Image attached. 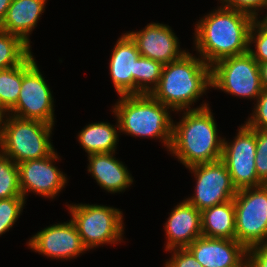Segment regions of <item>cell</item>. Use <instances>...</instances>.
Instances as JSON below:
<instances>
[{"label":"cell","mask_w":267,"mask_h":267,"mask_svg":"<svg viewBox=\"0 0 267 267\" xmlns=\"http://www.w3.org/2000/svg\"><path fill=\"white\" fill-rule=\"evenodd\" d=\"M254 19L245 12L223 6L205 15L195 25L194 44L199 56L212 66L226 57L247 53Z\"/></svg>","instance_id":"cell-1"},{"label":"cell","mask_w":267,"mask_h":267,"mask_svg":"<svg viewBox=\"0 0 267 267\" xmlns=\"http://www.w3.org/2000/svg\"><path fill=\"white\" fill-rule=\"evenodd\" d=\"M183 114L176 125L173 123L170 153L186 168L220 160L224 139L218 138L217 123L209 104L185 110Z\"/></svg>","instance_id":"cell-2"},{"label":"cell","mask_w":267,"mask_h":267,"mask_svg":"<svg viewBox=\"0 0 267 267\" xmlns=\"http://www.w3.org/2000/svg\"><path fill=\"white\" fill-rule=\"evenodd\" d=\"M186 52L180 59L164 65L158 86L151 95L172 109L191 110V105L211 88V66Z\"/></svg>","instance_id":"cell-3"},{"label":"cell","mask_w":267,"mask_h":267,"mask_svg":"<svg viewBox=\"0 0 267 267\" xmlns=\"http://www.w3.org/2000/svg\"><path fill=\"white\" fill-rule=\"evenodd\" d=\"M113 113L118 119L119 132L144 138H156L170 149L173 134V120L168 106L156 100L151 94L121 95Z\"/></svg>","instance_id":"cell-4"},{"label":"cell","mask_w":267,"mask_h":267,"mask_svg":"<svg viewBox=\"0 0 267 267\" xmlns=\"http://www.w3.org/2000/svg\"><path fill=\"white\" fill-rule=\"evenodd\" d=\"M53 126L7 114L0 125V152L16 164L47 157L55 151L50 141Z\"/></svg>","instance_id":"cell-5"},{"label":"cell","mask_w":267,"mask_h":267,"mask_svg":"<svg viewBox=\"0 0 267 267\" xmlns=\"http://www.w3.org/2000/svg\"><path fill=\"white\" fill-rule=\"evenodd\" d=\"M66 206L87 250L103 244L122 242L124 223L123 213L119 209L96 204Z\"/></svg>","instance_id":"cell-6"},{"label":"cell","mask_w":267,"mask_h":267,"mask_svg":"<svg viewBox=\"0 0 267 267\" xmlns=\"http://www.w3.org/2000/svg\"><path fill=\"white\" fill-rule=\"evenodd\" d=\"M235 239L247 249L267 243V184L237 191Z\"/></svg>","instance_id":"cell-7"},{"label":"cell","mask_w":267,"mask_h":267,"mask_svg":"<svg viewBox=\"0 0 267 267\" xmlns=\"http://www.w3.org/2000/svg\"><path fill=\"white\" fill-rule=\"evenodd\" d=\"M211 87L257 100L263 90L259 63L249 52L221 59L211 66Z\"/></svg>","instance_id":"cell-8"},{"label":"cell","mask_w":267,"mask_h":267,"mask_svg":"<svg viewBox=\"0 0 267 267\" xmlns=\"http://www.w3.org/2000/svg\"><path fill=\"white\" fill-rule=\"evenodd\" d=\"M39 70L31 54L23 62V78L18 101L7 114L54 125V99L45 77Z\"/></svg>","instance_id":"cell-9"},{"label":"cell","mask_w":267,"mask_h":267,"mask_svg":"<svg viewBox=\"0 0 267 267\" xmlns=\"http://www.w3.org/2000/svg\"><path fill=\"white\" fill-rule=\"evenodd\" d=\"M239 128L231 143L224 138L221 158L237 191L264 184L258 178L255 167L256 129H251L246 124Z\"/></svg>","instance_id":"cell-10"},{"label":"cell","mask_w":267,"mask_h":267,"mask_svg":"<svg viewBox=\"0 0 267 267\" xmlns=\"http://www.w3.org/2000/svg\"><path fill=\"white\" fill-rule=\"evenodd\" d=\"M196 179L194 196L186 200L202 211L232 200L237 189L232 183L226 164L220 159L188 167Z\"/></svg>","instance_id":"cell-11"},{"label":"cell","mask_w":267,"mask_h":267,"mask_svg":"<svg viewBox=\"0 0 267 267\" xmlns=\"http://www.w3.org/2000/svg\"><path fill=\"white\" fill-rule=\"evenodd\" d=\"M55 160H59V157L54 151L47 157L17 164L19 185L24 198L28 196L27 192H33L54 199L63 187L65 188L66 174L53 165Z\"/></svg>","instance_id":"cell-12"},{"label":"cell","mask_w":267,"mask_h":267,"mask_svg":"<svg viewBox=\"0 0 267 267\" xmlns=\"http://www.w3.org/2000/svg\"><path fill=\"white\" fill-rule=\"evenodd\" d=\"M27 243L33 251L52 259H72L87 251L71 219L42 229Z\"/></svg>","instance_id":"cell-13"},{"label":"cell","mask_w":267,"mask_h":267,"mask_svg":"<svg viewBox=\"0 0 267 267\" xmlns=\"http://www.w3.org/2000/svg\"><path fill=\"white\" fill-rule=\"evenodd\" d=\"M127 34L135 42L141 56L163 65L180 59L187 52L181 50L179 40L169 25L149 23L143 30Z\"/></svg>","instance_id":"cell-14"},{"label":"cell","mask_w":267,"mask_h":267,"mask_svg":"<svg viewBox=\"0 0 267 267\" xmlns=\"http://www.w3.org/2000/svg\"><path fill=\"white\" fill-rule=\"evenodd\" d=\"M203 267H245L248 249L236 239L200 236L186 247Z\"/></svg>","instance_id":"cell-15"},{"label":"cell","mask_w":267,"mask_h":267,"mask_svg":"<svg viewBox=\"0 0 267 267\" xmlns=\"http://www.w3.org/2000/svg\"><path fill=\"white\" fill-rule=\"evenodd\" d=\"M140 56L132 38L127 33L120 36L109 62L110 75L119 96L136 94V68Z\"/></svg>","instance_id":"cell-16"},{"label":"cell","mask_w":267,"mask_h":267,"mask_svg":"<svg viewBox=\"0 0 267 267\" xmlns=\"http://www.w3.org/2000/svg\"><path fill=\"white\" fill-rule=\"evenodd\" d=\"M167 236L166 251L186 248L202 236L201 211L187 200L179 203L170 213L164 226Z\"/></svg>","instance_id":"cell-17"},{"label":"cell","mask_w":267,"mask_h":267,"mask_svg":"<svg viewBox=\"0 0 267 267\" xmlns=\"http://www.w3.org/2000/svg\"><path fill=\"white\" fill-rule=\"evenodd\" d=\"M115 153H94L88 155V173L96 180L98 185L110 193L125 191L131 186L133 178L127 167L116 160Z\"/></svg>","instance_id":"cell-18"},{"label":"cell","mask_w":267,"mask_h":267,"mask_svg":"<svg viewBox=\"0 0 267 267\" xmlns=\"http://www.w3.org/2000/svg\"><path fill=\"white\" fill-rule=\"evenodd\" d=\"M46 0H12L0 30L22 38L30 45L29 34L45 10Z\"/></svg>","instance_id":"cell-19"},{"label":"cell","mask_w":267,"mask_h":267,"mask_svg":"<svg viewBox=\"0 0 267 267\" xmlns=\"http://www.w3.org/2000/svg\"><path fill=\"white\" fill-rule=\"evenodd\" d=\"M202 236L235 239V208L233 199L201 211Z\"/></svg>","instance_id":"cell-20"},{"label":"cell","mask_w":267,"mask_h":267,"mask_svg":"<svg viewBox=\"0 0 267 267\" xmlns=\"http://www.w3.org/2000/svg\"><path fill=\"white\" fill-rule=\"evenodd\" d=\"M116 125L115 128L114 125L107 122L88 124L78 134V141L88 155L94 153H115L117 141L119 140L118 119Z\"/></svg>","instance_id":"cell-21"},{"label":"cell","mask_w":267,"mask_h":267,"mask_svg":"<svg viewBox=\"0 0 267 267\" xmlns=\"http://www.w3.org/2000/svg\"><path fill=\"white\" fill-rule=\"evenodd\" d=\"M30 48L19 36L0 30V70L22 64L32 54Z\"/></svg>","instance_id":"cell-22"},{"label":"cell","mask_w":267,"mask_h":267,"mask_svg":"<svg viewBox=\"0 0 267 267\" xmlns=\"http://www.w3.org/2000/svg\"><path fill=\"white\" fill-rule=\"evenodd\" d=\"M23 78V63L0 70V106L7 113L17 103Z\"/></svg>","instance_id":"cell-23"},{"label":"cell","mask_w":267,"mask_h":267,"mask_svg":"<svg viewBox=\"0 0 267 267\" xmlns=\"http://www.w3.org/2000/svg\"><path fill=\"white\" fill-rule=\"evenodd\" d=\"M164 65L140 56L136 68V94H151L158 86Z\"/></svg>","instance_id":"cell-24"},{"label":"cell","mask_w":267,"mask_h":267,"mask_svg":"<svg viewBox=\"0 0 267 267\" xmlns=\"http://www.w3.org/2000/svg\"><path fill=\"white\" fill-rule=\"evenodd\" d=\"M23 197L19 185L18 165L0 152V199Z\"/></svg>","instance_id":"cell-25"},{"label":"cell","mask_w":267,"mask_h":267,"mask_svg":"<svg viewBox=\"0 0 267 267\" xmlns=\"http://www.w3.org/2000/svg\"><path fill=\"white\" fill-rule=\"evenodd\" d=\"M255 43V49L251 44ZM248 52L260 64L267 61V22L255 18L249 33V50Z\"/></svg>","instance_id":"cell-26"},{"label":"cell","mask_w":267,"mask_h":267,"mask_svg":"<svg viewBox=\"0 0 267 267\" xmlns=\"http://www.w3.org/2000/svg\"><path fill=\"white\" fill-rule=\"evenodd\" d=\"M24 197L0 199V235L9 231L18 220L24 205Z\"/></svg>","instance_id":"cell-27"},{"label":"cell","mask_w":267,"mask_h":267,"mask_svg":"<svg viewBox=\"0 0 267 267\" xmlns=\"http://www.w3.org/2000/svg\"><path fill=\"white\" fill-rule=\"evenodd\" d=\"M255 167L258 178L267 184V130L256 129Z\"/></svg>","instance_id":"cell-28"},{"label":"cell","mask_w":267,"mask_h":267,"mask_svg":"<svg viewBox=\"0 0 267 267\" xmlns=\"http://www.w3.org/2000/svg\"><path fill=\"white\" fill-rule=\"evenodd\" d=\"M251 117L245 121L251 129L267 130V89H263L256 100Z\"/></svg>","instance_id":"cell-29"},{"label":"cell","mask_w":267,"mask_h":267,"mask_svg":"<svg viewBox=\"0 0 267 267\" xmlns=\"http://www.w3.org/2000/svg\"><path fill=\"white\" fill-rule=\"evenodd\" d=\"M221 6L245 12L258 18L259 10L267 9V0H220Z\"/></svg>","instance_id":"cell-30"},{"label":"cell","mask_w":267,"mask_h":267,"mask_svg":"<svg viewBox=\"0 0 267 267\" xmlns=\"http://www.w3.org/2000/svg\"><path fill=\"white\" fill-rule=\"evenodd\" d=\"M171 251V259L165 262V267H203L187 248H175Z\"/></svg>","instance_id":"cell-31"},{"label":"cell","mask_w":267,"mask_h":267,"mask_svg":"<svg viewBox=\"0 0 267 267\" xmlns=\"http://www.w3.org/2000/svg\"><path fill=\"white\" fill-rule=\"evenodd\" d=\"M247 267H267V243L248 248Z\"/></svg>","instance_id":"cell-32"},{"label":"cell","mask_w":267,"mask_h":267,"mask_svg":"<svg viewBox=\"0 0 267 267\" xmlns=\"http://www.w3.org/2000/svg\"><path fill=\"white\" fill-rule=\"evenodd\" d=\"M259 71L263 89H267V61L259 64Z\"/></svg>","instance_id":"cell-33"},{"label":"cell","mask_w":267,"mask_h":267,"mask_svg":"<svg viewBox=\"0 0 267 267\" xmlns=\"http://www.w3.org/2000/svg\"><path fill=\"white\" fill-rule=\"evenodd\" d=\"M11 2L12 0H0V24L4 20L6 12Z\"/></svg>","instance_id":"cell-34"},{"label":"cell","mask_w":267,"mask_h":267,"mask_svg":"<svg viewBox=\"0 0 267 267\" xmlns=\"http://www.w3.org/2000/svg\"><path fill=\"white\" fill-rule=\"evenodd\" d=\"M5 115H7V113L3 110V108L0 106V125L2 124V122H3V118H5L6 116Z\"/></svg>","instance_id":"cell-35"},{"label":"cell","mask_w":267,"mask_h":267,"mask_svg":"<svg viewBox=\"0 0 267 267\" xmlns=\"http://www.w3.org/2000/svg\"><path fill=\"white\" fill-rule=\"evenodd\" d=\"M263 19L267 22V14H266V17H264Z\"/></svg>","instance_id":"cell-36"}]
</instances>
